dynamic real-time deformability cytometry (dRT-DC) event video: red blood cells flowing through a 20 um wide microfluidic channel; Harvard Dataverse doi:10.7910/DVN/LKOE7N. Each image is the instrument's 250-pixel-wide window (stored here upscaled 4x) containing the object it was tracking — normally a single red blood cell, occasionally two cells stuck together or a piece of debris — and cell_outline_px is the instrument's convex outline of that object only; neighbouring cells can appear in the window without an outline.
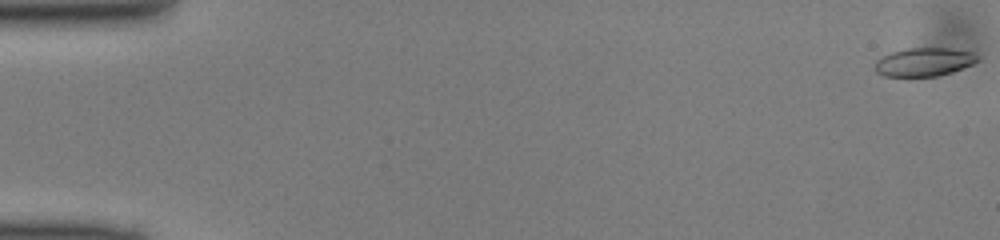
{"species": "common noctule bat (a hibernating species)", "species_latin": "Nyctalus noctula", "temperature_condition": "cold", "stored_images_in_passage": 50, "camera_frame_rate_fps": 3000, "um_per_image_px": 0.085, "animal": {"sex": "male", "body_mass_g": 13.0, "forearm_length_mm": 53.1}, "frame": {"image": 1, "passage_image": 1, "time_ms": 0.0, "image_size_px": [1000, 240], "cell_outline_px": [[980, 60], [972, 64], [952, 72], [936, 76], [884, 76], [876, 72], [872, 68], [876, 60], [892, 52], [908, 48], [952, 48], [972, 52]], "centroid_in_image_um": [78.52, 5.27], "position_along_channel_um": 6.5, "area_um2": 16.99}}
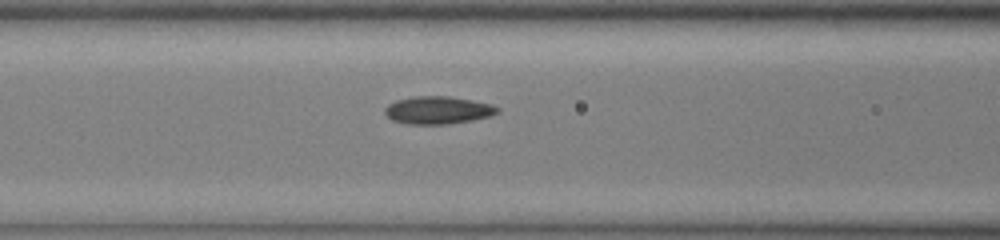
{"frame": {"image": 2, "passage_image": 21, "time_ms": 6.667, "image_size_px": [1000, 240], "cell_outline_px": [[500, 112], [488, 116], [472, 120], [444, 124], [408, 124], [392, 120], [384, 112], [384, 108], [388, 104], [396, 100], [416, 96], [448, 96], [472, 100], [492, 104], [500, 108]], "centroid_in_image_um": [37.22, 9.36], "position_along_channel_um": 129.4, "area_um2": 18.09}}
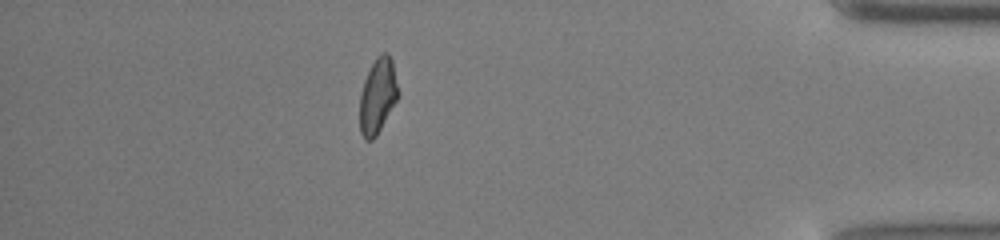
{"frame": {"image": 3, "passage_image": 44, "time_ms": 14.333, "image_size_px": [1000, 240], "cell_outline_px": [[400, 96], [376, 136], [372, 140], [364, 140], [360, 132], [360, 92], [364, 80], [376, 56], [380, 52], [388, 52], [392, 60], [400, 92]], "centroid_in_image_um": [32.12, 8.13], "position_along_channel_um": 403.1, "area_um2": 17.17}}